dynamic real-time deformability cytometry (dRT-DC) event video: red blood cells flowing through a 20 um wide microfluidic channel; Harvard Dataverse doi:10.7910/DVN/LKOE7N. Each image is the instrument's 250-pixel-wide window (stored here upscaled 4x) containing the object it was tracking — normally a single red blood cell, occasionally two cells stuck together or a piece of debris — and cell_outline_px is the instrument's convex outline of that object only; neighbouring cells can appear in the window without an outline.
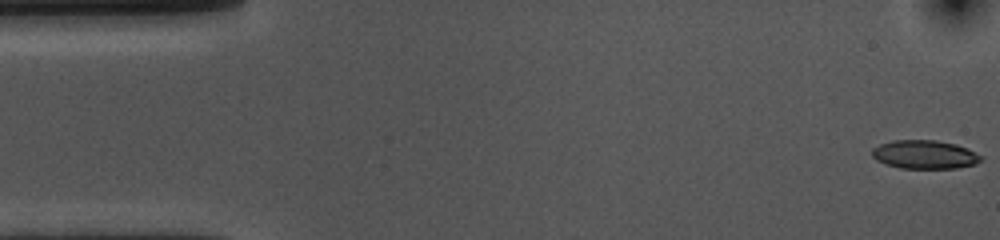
{"species": "common noctule bat (a hibernating species)", "species_latin": "Nyctalus noctula", "temperature_condition": "cold", "stored_images_in_passage": 55, "camera_frame_rate_fps": 3000, "um_per_image_px": 0.085, "animal": {"sex": "female", "body_mass_g": 10.0, "forearm_length_mm": 53.1}, "frame": {"image": 1, "passage_image": 1, "time_ms": 0.0, "image_size_px": [1000, 240], "cell_outline_px": [[980, 160], [976, 164], [956, 168], [900, 168], [884, 164], [876, 160], [872, 156], [872, 148], [880, 144], [892, 140], [936, 140], [956, 144], [968, 148], [980, 156]], "centroid_in_image_um": [78.55, 13.13], "position_along_channel_um": 6.4, "area_um2": 18.15}}
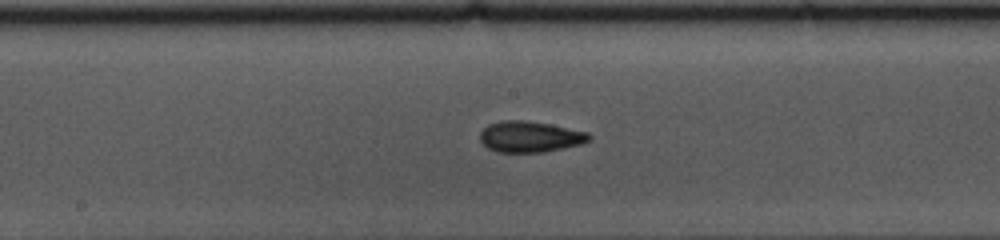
{"frame": {"image": 2, "passage_image": 27, "time_ms": 8.667, "image_size_px": [1000, 240], "cell_outline_px": [[592, 140], [580, 144], [564, 148], [544, 152], [496, 152], [488, 148], [480, 140], [480, 132], [488, 124], [500, 120], [524, 120], [548, 124], [588, 132], [592, 136]], "centroid_in_image_um": [45.05, 11.62], "position_along_channel_um": 203.2, "area_um2": 19.77}}
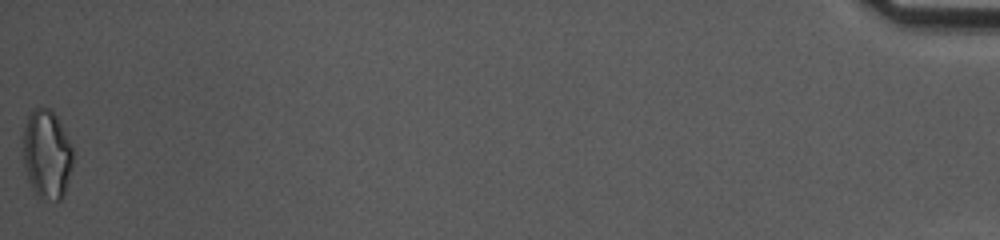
{"frame": {"image": 3, "passage_image": 55, "time_ms": 18.0, "image_size_px": [1000, 240], "cell_outline_px": [[72, 168], [64, 196], [60, 200], [56, 200], [36, 196], [28, 180], [24, 164], [24, 128], [28, 116], [32, 108], [52, 108], [72, 148]], "centroid_in_image_um": [3.98, 13.12], "position_along_channel_um": 431.2, "area_um2": 25.61}, "authors_computed_cell_mechanics": {"area_um2": 18.785, "velocity_mm_per_s": 3.5823, "shape_relaxation_time_tau1_ms": 3.9935, "shape_relaxation_time_tau2_ms": 2.0366, "deformation_change_tau1": 0.1331, "deformation_change_tau2": 0.0912}}